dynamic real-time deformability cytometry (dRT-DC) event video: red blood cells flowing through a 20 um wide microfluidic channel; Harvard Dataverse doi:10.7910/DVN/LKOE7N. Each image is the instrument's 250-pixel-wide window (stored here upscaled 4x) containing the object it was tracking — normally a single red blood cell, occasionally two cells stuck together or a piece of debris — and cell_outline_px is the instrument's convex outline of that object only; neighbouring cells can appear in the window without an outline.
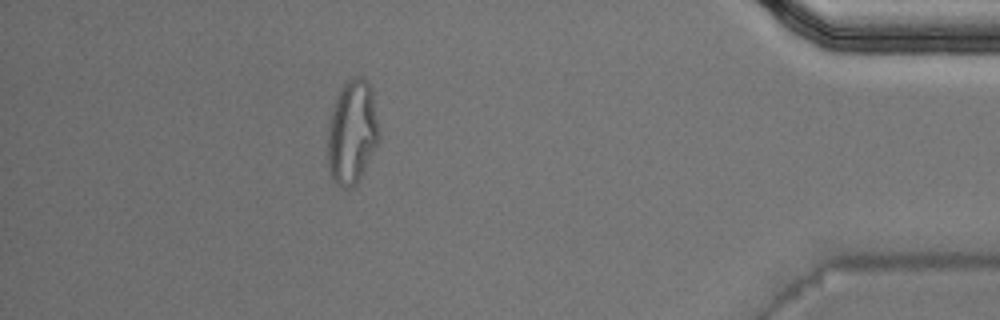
{"species": "Egyptian fruit bat (a non-hibernating species)", "species_latin": "Rousettus aegyptiacus", "temperature_condition": "warm", "stored_images_in_passage": 34, "camera_frame_rate_fps": 3000, "um_per_image_px": 0.085, "animal": {"sex": "male"}, "frame": {"image": 1, "passage_image": 29, "time_ms": 9.333, "image_size_px": [1000, 320], "cell_outline_px": [[380, 140], [356, 184], [352, 188], [340, 188], [336, 184], [332, 176], [328, 164], [328, 120], [340, 88], [352, 76], [364, 76], [372, 88], [380, 132]], "centroid_in_image_um": [29.94, 11.2], "position_along_channel_um": 405.3, "area_um2": 31.44}, "authors_computed_cell_mechanics": {"area_um2": 20.6924, "velocity_mm_per_s": 4.0856, "shape_relaxation_time_tau1_ms": null, "shape_relaxation_time_tau2_ms": 1.4193, "deformation_change_tau1": null, "deformation_change_tau2": 0.0936}}